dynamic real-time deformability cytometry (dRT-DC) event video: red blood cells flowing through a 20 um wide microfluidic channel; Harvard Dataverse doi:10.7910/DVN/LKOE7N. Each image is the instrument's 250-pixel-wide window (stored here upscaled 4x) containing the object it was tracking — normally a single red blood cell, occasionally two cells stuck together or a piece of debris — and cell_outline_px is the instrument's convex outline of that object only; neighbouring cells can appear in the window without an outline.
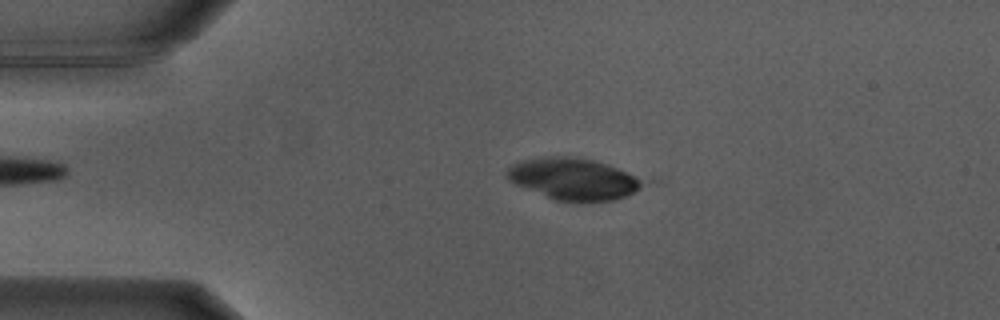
{"species": "Egyptian fruit bat (a non-hibernating species)", "species_latin": "Rousettus aegyptiacus", "temperature_condition": "warm", "stored_images_in_passage": 39, "camera_frame_rate_fps": 3000, "um_per_image_px": 0.085, "animal": {"sex": "male"}, "frame": {"image": 1, "passage_image": 1, "time_ms": 0.0, "image_size_px": [1000, 320], "cell_outline_px": [[664, 180], [660, 184], [628, 196], [612, 200], [556, 200], [516, 184], [508, 180], [504, 176], [504, 172], [512, 164], [524, 160], [548, 156], [568, 156], [592, 160]], "centroid_in_image_um": [49.1, 15.2], "position_along_channel_um": 35.9, "area_um2": 34.62}}
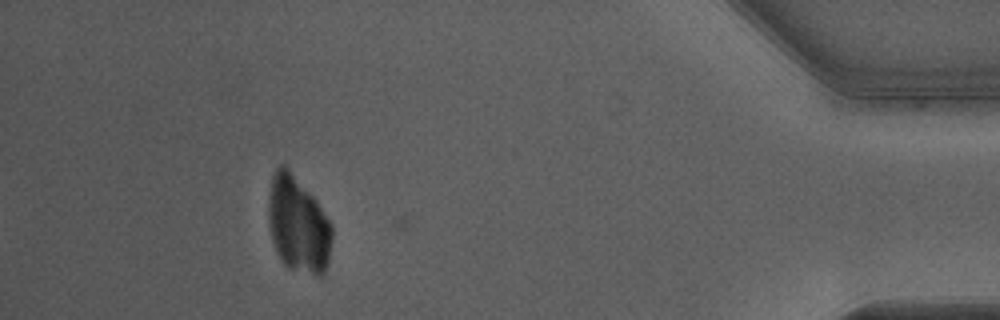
{"frame": {"image": 2, "passage_image": 38, "time_ms": 12.333, "image_size_px": [1000, 320], "cell_outline_px": [[332, 240], [328, 260], [324, 272], [320, 276], [316, 276], [288, 268], [284, 264], [276, 252], [272, 240], [268, 220], [268, 200], [272, 176], [276, 168], [280, 164], [284, 164], [288, 168], [316, 200], [332, 224]], "centroid_in_image_um": [25.33, 19.09], "position_along_channel_um": 409.9, "area_um2": 35.72}}